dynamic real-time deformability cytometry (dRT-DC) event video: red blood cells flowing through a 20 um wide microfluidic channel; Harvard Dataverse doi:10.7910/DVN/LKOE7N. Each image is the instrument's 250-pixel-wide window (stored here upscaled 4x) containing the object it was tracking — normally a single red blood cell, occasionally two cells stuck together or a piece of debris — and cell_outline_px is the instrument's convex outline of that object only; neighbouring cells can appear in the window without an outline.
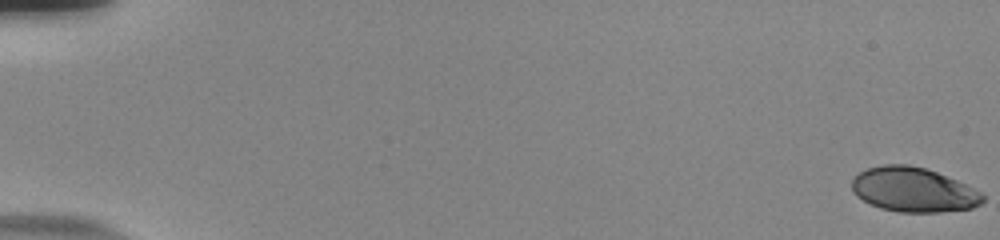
{"species": "human", "species_latin": "Homo sapiens", "temperature_condition": "room temperature", "stored_images_in_passage": 57, "camera_frame_rate_fps": 3000, "um_per_image_px": 0.085, "donor": {"sex": "male"}, "frame": {"image": 1, "passage_image": 1, "time_ms": 0.0, "image_size_px": [1000, 240], "cell_outline_px": [[984, 200], [980, 204], [972, 208], [940, 212], [900, 212], [880, 208], [856, 196], [852, 192], [852, 180], [860, 172], [868, 168], [884, 164], [908, 164], [924, 168], [936, 172], [956, 180], [980, 192], [984, 196]], "centroid_in_image_um": [77.62, 16.13], "position_along_channel_um": 7.4, "area_um2": 33.7}}
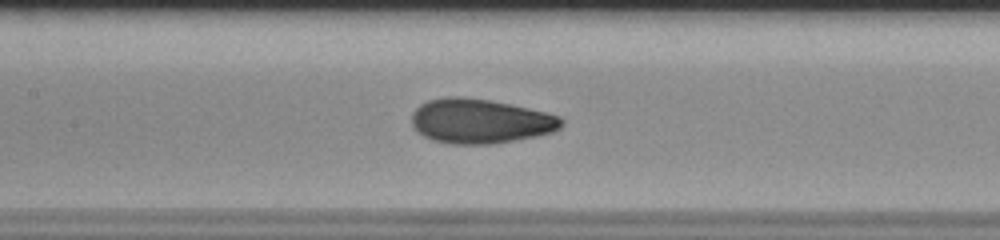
{"frame": {"image": 2, "passage_image": 29, "time_ms": 9.333, "image_size_px": [1000, 240], "cell_outline_px": [[564, 124], [560, 128], [552, 132], [536, 136], [492, 144], [452, 144], [432, 140], [416, 132], [412, 128], [412, 112], [420, 104], [428, 100], [448, 96], [460, 96], [488, 100], [528, 108], [560, 116], [564, 120]], "centroid_in_image_um": [40.79, 10.3], "position_along_channel_um": 166.6, "area_um2": 38.96}}
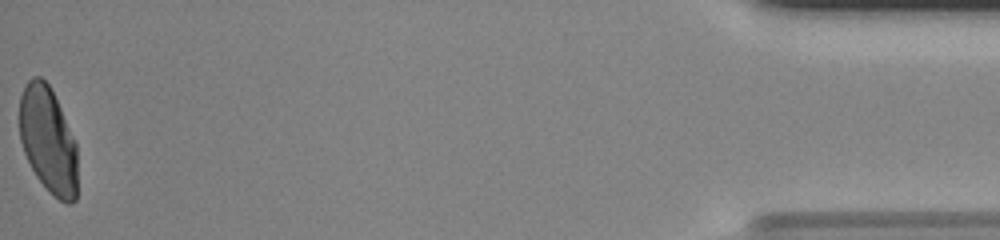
{"frame": {"image": 3, "passage_image": 57, "time_ms": 18.667, "image_size_px": [1000, 240], "cell_outline_px": [[76, 200], [72, 204], [68, 204], [60, 200], [36, 176], [24, 152], [20, 140], [20, 96], [24, 84], [32, 76], [40, 76], [48, 84], [76, 140]], "centroid_in_image_um": [4.08, 11.87], "position_along_channel_um": 431.1, "area_um2": 35.55}, "authors_computed_cell_mechanics": {"area_um2": 36.6452, "velocity_mm_per_s": 3.7638, "shape_relaxation_time_tau1_ms": 6.2021, "shape_relaxation_time_tau2_ms": 0.8522, "deformation_change_tau1": 0.2022, "deformation_change_tau2": 0.0574}}